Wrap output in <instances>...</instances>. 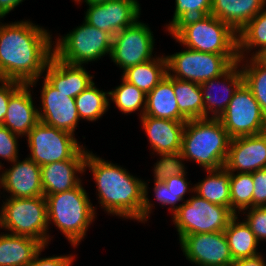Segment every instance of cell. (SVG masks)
<instances>
[{
  "instance_id": "4fadbf2b",
  "label": "cell",
  "mask_w": 266,
  "mask_h": 266,
  "mask_svg": "<svg viewBox=\"0 0 266 266\" xmlns=\"http://www.w3.org/2000/svg\"><path fill=\"white\" fill-rule=\"evenodd\" d=\"M181 250L196 266H232L233 257L224 231L183 236Z\"/></svg>"
},
{
  "instance_id": "7bdbcfd3",
  "label": "cell",
  "mask_w": 266,
  "mask_h": 266,
  "mask_svg": "<svg viewBox=\"0 0 266 266\" xmlns=\"http://www.w3.org/2000/svg\"><path fill=\"white\" fill-rule=\"evenodd\" d=\"M232 266H266V262L262 254H259L254 257L235 260Z\"/></svg>"
},
{
  "instance_id": "bcb514c9",
  "label": "cell",
  "mask_w": 266,
  "mask_h": 266,
  "mask_svg": "<svg viewBox=\"0 0 266 266\" xmlns=\"http://www.w3.org/2000/svg\"><path fill=\"white\" fill-rule=\"evenodd\" d=\"M258 57L266 63V49Z\"/></svg>"
},
{
  "instance_id": "7402d4cb",
  "label": "cell",
  "mask_w": 266,
  "mask_h": 266,
  "mask_svg": "<svg viewBox=\"0 0 266 266\" xmlns=\"http://www.w3.org/2000/svg\"><path fill=\"white\" fill-rule=\"evenodd\" d=\"M33 103L29 84H23L9 99L3 126L25 137L39 122L38 108Z\"/></svg>"
},
{
  "instance_id": "ee69618b",
  "label": "cell",
  "mask_w": 266,
  "mask_h": 266,
  "mask_svg": "<svg viewBox=\"0 0 266 266\" xmlns=\"http://www.w3.org/2000/svg\"><path fill=\"white\" fill-rule=\"evenodd\" d=\"M24 0H0V19L9 14Z\"/></svg>"
},
{
  "instance_id": "44dd1931",
  "label": "cell",
  "mask_w": 266,
  "mask_h": 266,
  "mask_svg": "<svg viewBox=\"0 0 266 266\" xmlns=\"http://www.w3.org/2000/svg\"><path fill=\"white\" fill-rule=\"evenodd\" d=\"M140 119L154 153L158 155L181 152L186 121L154 118L147 115H143Z\"/></svg>"
},
{
  "instance_id": "277c9868",
  "label": "cell",
  "mask_w": 266,
  "mask_h": 266,
  "mask_svg": "<svg viewBox=\"0 0 266 266\" xmlns=\"http://www.w3.org/2000/svg\"><path fill=\"white\" fill-rule=\"evenodd\" d=\"M48 228L51 223L64 234L71 246L77 247L96 218V208L90 202L82 183L73 189L45 195Z\"/></svg>"
},
{
  "instance_id": "8d00e7d4",
  "label": "cell",
  "mask_w": 266,
  "mask_h": 266,
  "mask_svg": "<svg viewBox=\"0 0 266 266\" xmlns=\"http://www.w3.org/2000/svg\"><path fill=\"white\" fill-rule=\"evenodd\" d=\"M159 156L160 160L155 163L153 169L154 182H163L170 177L187 173L181 152L161 153Z\"/></svg>"
},
{
  "instance_id": "b9f144b4",
  "label": "cell",
  "mask_w": 266,
  "mask_h": 266,
  "mask_svg": "<svg viewBox=\"0 0 266 266\" xmlns=\"http://www.w3.org/2000/svg\"><path fill=\"white\" fill-rule=\"evenodd\" d=\"M47 246H43L34 256L33 260L26 264L25 266H72V263L74 262V255H60L52 257H45V258H39L41 255V252L46 248Z\"/></svg>"
},
{
  "instance_id": "3957f363",
  "label": "cell",
  "mask_w": 266,
  "mask_h": 266,
  "mask_svg": "<svg viewBox=\"0 0 266 266\" xmlns=\"http://www.w3.org/2000/svg\"><path fill=\"white\" fill-rule=\"evenodd\" d=\"M231 138L218 118L187 120L181 154L184 160L194 161L206 170L225 166Z\"/></svg>"
},
{
  "instance_id": "4316f807",
  "label": "cell",
  "mask_w": 266,
  "mask_h": 266,
  "mask_svg": "<svg viewBox=\"0 0 266 266\" xmlns=\"http://www.w3.org/2000/svg\"><path fill=\"white\" fill-rule=\"evenodd\" d=\"M147 62L129 67L123 71L122 77L148 94L167 74L166 56H154Z\"/></svg>"
},
{
  "instance_id": "4dcf8cb0",
  "label": "cell",
  "mask_w": 266,
  "mask_h": 266,
  "mask_svg": "<svg viewBox=\"0 0 266 266\" xmlns=\"http://www.w3.org/2000/svg\"><path fill=\"white\" fill-rule=\"evenodd\" d=\"M173 89L179 112L187 120L204 118L200 84L173 78Z\"/></svg>"
},
{
  "instance_id": "7c38bea8",
  "label": "cell",
  "mask_w": 266,
  "mask_h": 266,
  "mask_svg": "<svg viewBox=\"0 0 266 266\" xmlns=\"http://www.w3.org/2000/svg\"><path fill=\"white\" fill-rule=\"evenodd\" d=\"M154 35L139 19L113 36L110 58L123 71L153 57Z\"/></svg>"
},
{
  "instance_id": "52a82bcc",
  "label": "cell",
  "mask_w": 266,
  "mask_h": 266,
  "mask_svg": "<svg viewBox=\"0 0 266 266\" xmlns=\"http://www.w3.org/2000/svg\"><path fill=\"white\" fill-rule=\"evenodd\" d=\"M185 49L166 56L167 73L175 79L197 84L222 76L239 60L238 55H220Z\"/></svg>"
},
{
  "instance_id": "f6af8a7d",
  "label": "cell",
  "mask_w": 266,
  "mask_h": 266,
  "mask_svg": "<svg viewBox=\"0 0 266 266\" xmlns=\"http://www.w3.org/2000/svg\"><path fill=\"white\" fill-rule=\"evenodd\" d=\"M109 0H76L75 2L80 3V2H85L86 4H96V3H103Z\"/></svg>"
},
{
  "instance_id": "30bf717a",
  "label": "cell",
  "mask_w": 266,
  "mask_h": 266,
  "mask_svg": "<svg viewBox=\"0 0 266 266\" xmlns=\"http://www.w3.org/2000/svg\"><path fill=\"white\" fill-rule=\"evenodd\" d=\"M218 119L231 139L266 131V116L244 82L238 87L226 110Z\"/></svg>"
},
{
  "instance_id": "ab89813d",
  "label": "cell",
  "mask_w": 266,
  "mask_h": 266,
  "mask_svg": "<svg viewBox=\"0 0 266 266\" xmlns=\"http://www.w3.org/2000/svg\"><path fill=\"white\" fill-rule=\"evenodd\" d=\"M253 207H266V168L252 172Z\"/></svg>"
},
{
  "instance_id": "836d02e7",
  "label": "cell",
  "mask_w": 266,
  "mask_h": 266,
  "mask_svg": "<svg viewBox=\"0 0 266 266\" xmlns=\"http://www.w3.org/2000/svg\"><path fill=\"white\" fill-rule=\"evenodd\" d=\"M74 99L80 119L91 122L101 118L110 107L109 92L98 89L95 83Z\"/></svg>"
},
{
  "instance_id": "cb8c5ba5",
  "label": "cell",
  "mask_w": 266,
  "mask_h": 266,
  "mask_svg": "<svg viewBox=\"0 0 266 266\" xmlns=\"http://www.w3.org/2000/svg\"><path fill=\"white\" fill-rule=\"evenodd\" d=\"M144 115L174 121H187L179 112L173 89V77L169 76L168 73L154 89L146 94Z\"/></svg>"
},
{
  "instance_id": "1f68e13d",
  "label": "cell",
  "mask_w": 266,
  "mask_h": 266,
  "mask_svg": "<svg viewBox=\"0 0 266 266\" xmlns=\"http://www.w3.org/2000/svg\"><path fill=\"white\" fill-rule=\"evenodd\" d=\"M238 63L241 67L244 84L250 89L266 116V63L258 56L239 59Z\"/></svg>"
},
{
  "instance_id": "d6a6232c",
  "label": "cell",
  "mask_w": 266,
  "mask_h": 266,
  "mask_svg": "<svg viewBox=\"0 0 266 266\" xmlns=\"http://www.w3.org/2000/svg\"><path fill=\"white\" fill-rule=\"evenodd\" d=\"M186 174L170 177L163 182H154L153 191L157 203L161 204L162 207L170 205L168 210H171L172 215L182 205L178 204V202L186 201L184 200L185 193L194 192V187H189L190 182H187Z\"/></svg>"
},
{
  "instance_id": "ac0fdd59",
  "label": "cell",
  "mask_w": 266,
  "mask_h": 266,
  "mask_svg": "<svg viewBox=\"0 0 266 266\" xmlns=\"http://www.w3.org/2000/svg\"><path fill=\"white\" fill-rule=\"evenodd\" d=\"M11 162L12 167L1 173L2 187L12 198L44 196L41 184V167L29 157Z\"/></svg>"
},
{
  "instance_id": "603a6c76",
  "label": "cell",
  "mask_w": 266,
  "mask_h": 266,
  "mask_svg": "<svg viewBox=\"0 0 266 266\" xmlns=\"http://www.w3.org/2000/svg\"><path fill=\"white\" fill-rule=\"evenodd\" d=\"M266 6V0H212L210 14L238 33Z\"/></svg>"
},
{
  "instance_id": "5b68a950",
  "label": "cell",
  "mask_w": 266,
  "mask_h": 266,
  "mask_svg": "<svg viewBox=\"0 0 266 266\" xmlns=\"http://www.w3.org/2000/svg\"><path fill=\"white\" fill-rule=\"evenodd\" d=\"M0 229L9 231V234L34 238L43 246H48L51 236L48 233L46 197L5 199L0 209Z\"/></svg>"
},
{
  "instance_id": "6da1fadb",
  "label": "cell",
  "mask_w": 266,
  "mask_h": 266,
  "mask_svg": "<svg viewBox=\"0 0 266 266\" xmlns=\"http://www.w3.org/2000/svg\"><path fill=\"white\" fill-rule=\"evenodd\" d=\"M51 36L30 20L0 22V79L36 86L53 55Z\"/></svg>"
},
{
  "instance_id": "f546056e",
  "label": "cell",
  "mask_w": 266,
  "mask_h": 266,
  "mask_svg": "<svg viewBox=\"0 0 266 266\" xmlns=\"http://www.w3.org/2000/svg\"><path fill=\"white\" fill-rule=\"evenodd\" d=\"M211 4L212 0H175L174 15L166 31L174 38L184 27L210 15Z\"/></svg>"
},
{
  "instance_id": "74e56055",
  "label": "cell",
  "mask_w": 266,
  "mask_h": 266,
  "mask_svg": "<svg viewBox=\"0 0 266 266\" xmlns=\"http://www.w3.org/2000/svg\"><path fill=\"white\" fill-rule=\"evenodd\" d=\"M20 136L11 132L7 127L0 125V158L13 162L18 156V138ZM0 162V168L3 167Z\"/></svg>"
},
{
  "instance_id": "e575fe53",
  "label": "cell",
  "mask_w": 266,
  "mask_h": 266,
  "mask_svg": "<svg viewBox=\"0 0 266 266\" xmlns=\"http://www.w3.org/2000/svg\"><path fill=\"white\" fill-rule=\"evenodd\" d=\"M122 83L115 89L108 91L109 100H112L122 114H131L140 111V118L145 113L146 94L122 77Z\"/></svg>"
},
{
  "instance_id": "484cf974",
  "label": "cell",
  "mask_w": 266,
  "mask_h": 266,
  "mask_svg": "<svg viewBox=\"0 0 266 266\" xmlns=\"http://www.w3.org/2000/svg\"><path fill=\"white\" fill-rule=\"evenodd\" d=\"M206 178L195 184L194 194L210 203L228 207L231 210L230 172L225 168L206 170Z\"/></svg>"
},
{
  "instance_id": "d590c367",
  "label": "cell",
  "mask_w": 266,
  "mask_h": 266,
  "mask_svg": "<svg viewBox=\"0 0 266 266\" xmlns=\"http://www.w3.org/2000/svg\"><path fill=\"white\" fill-rule=\"evenodd\" d=\"M253 191L252 173H230L231 211L235 215L253 207Z\"/></svg>"
},
{
  "instance_id": "8992f818",
  "label": "cell",
  "mask_w": 266,
  "mask_h": 266,
  "mask_svg": "<svg viewBox=\"0 0 266 266\" xmlns=\"http://www.w3.org/2000/svg\"><path fill=\"white\" fill-rule=\"evenodd\" d=\"M55 40L53 55L56 58L67 64L83 66L107 54L110 56L113 36L83 21L81 26Z\"/></svg>"
},
{
  "instance_id": "9a60e30c",
  "label": "cell",
  "mask_w": 266,
  "mask_h": 266,
  "mask_svg": "<svg viewBox=\"0 0 266 266\" xmlns=\"http://www.w3.org/2000/svg\"><path fill=\"white\" fill-rule=\"evenodd\" d=\"M43 79L40 94L42 107L38 108L39 121L75 135L74 131L80 121L75 99L56 90L45 78Z\"/></svg>"
},
{
  "instance_id": "5bb4252c",
  "label": "cell",
  "mask_w": 266,
  "mask_h": 266,
  "mask_svg": "<svg viewBox=\"0 0 266 266\" xmlns=\"http://www.w3.org/2000/svg\"><path fill=\"white\" fill-rule=\"evenodd\" d=\"M86 5L84 21L112 36L134 24L141 14L138 0H109Z\"/></svg>"
},
{
  "instance_id": "7dc6e473",
  "label": "cell",
  "mask_w": 266,
  "mask_h": 266,
  "mask_svg": "<svg viewBox=\"0 0 266 266\" xmlns=\"http://www.w3.org/2000/svg\"><path fill=\"white\" fill-rule=\"evenodd\" d=\"M1 169H3V168H0V170ZM1 185H2V182H1V175H0V187H2Z\"/></svg>"
},
{
  "instance_id": "ba28073f",
  "label": "cell",
  "mask_w": 266,
  "mask_h": 266,
  "mask_svg": "<svg viewBox=\"0 0 266 266\" xmlns=\"http://www.w3.org/2000/svg\"><path fill=\"white\" fill-rule=\"evenodd\" d=\"M234 216L228 207L210 203L196 194L182 203L172 219L180 240L190 234L222 232Z\"/></svg>"
},
{
  "instance_id": "ffe728a7",
  "label": "cell",
  "mask_w": 266,
  "mask_h": 266,
  "mask_svg": "<svg viewBox=\"0 0 266 266\" xmlns=\"http://www.w3.org/2000/svg\"><path fill=\"white\" fill-rule=\"evenodd\" d=\"M44 78L58 91L75 98L94 83L92 75L81 65L60 61L54 55L45 66Z\"/></svg>"
},
{
  "instance_id": "e0dca14e",
  "label": "cell",
  "mask_w": 266,
  "mask_h": 266,
  "mask_svg": "<svg viewBox=\"0 0 266 266\" xmlns=\"http://www.w3.org/2000/svg\"><path fill=\"white\" fill-rule=\"evenodd\" d=\"M87 148L82 147L71 159L41 167L43 194L51 195L78 187L82 180L77 174L85 172Z\"/></svg>"
},
{
  "instance_id": "60d3db41",
  "label": "cell",
  "mask_w": 266,
  "mask_h": 266,
  "mask_svg": "<svg viewBox=\"0 0 266 266\" xmlns=\"http://www.w3.org/2000/svg\"><path fill=\"white\" fill-rule=\"evenodd\" d=\"M23 85L14 80L0 79V125L3 124L7 113L8 101L10 97Z\"/></svg>"
},
{
  "instance_id": "d6986e66",
  "label": "cell",
  "mask_w": 266,
  "mask_h": 266,
  "mask_svg": "<svg viewBox=\"0 0 266 266\" xmlns=\"http://www.w3.org/2000/svg\"><path fill=\"white\" fill-rule=\"evenodd\" d=\"M239 67L240 64L237 62L222 76L207 80L200 84L204 105V118H210V116H212V118H219L226 110L234 93L243 83V74ZM217 87H219L221 91L223 90L221 94H218L219 91L214 93ZM210 113L212 114L209 115Z\"/></svg>"
},
{
  "instance_id": "f35d334b",
  "label": "cell",
  "mask_w": 266,
  "mask_h": 266,
  "mask_svg": "<svg viewBox=\"0 0 266 266\" xmlns=\"http://www.w3.org/2000/svg\"><path fill=\"white\" fill-rule=\"evenodd\" d=\"M244 211L243 215L248 211L244 221L254 233L257 241H266V207H251Z\"/></svg>"
},
{
  "instance_id": "d4e9b609",
  "label": "cell",
  "mask_w": 266,
  "mask_h": 266,
  "mask_svg": "<svg viewBox=\"0 0 266 266\" xmlns=\"http://www.w3.org/2000/svg\"><path fill=\"white\" fill-rule=\"evenodd\" d=\"M42 247L34 238L1 232L0 266H25Z\"/></svg>"
},
{
  "instance_id": "2e32d148",
  "label": "cell",
  "mask_w": 266,
  "mask_h": 266,
  "mask_svg": "<svg viewBox=\"0 0 266 266\" xmlns=\"http://www.w3.org/2000/svg\"><path fill=\"white\" fill-rule=\"evenodd\" d=\"M230 173H252L266 168V131L232 138L224 166Z\"/></svg>"
},
{
  "instance_id": "8fae6325",
  "label": "cell",
  "mask_w": 266,
  "mask_h": 266,
  "mask_svg": "<svg viewBox=\"0 0 266 266\" xmlns=\"http://www.w3.org/2000/svg\"><path fill=\"white\" fill-rule=\"evenodd\" d=\"M74 136L39 121L26 136L29 158L40 166L69 160L83 147Z\"/></svg>"
},
{
  "instance_id": "83f0119b",
  "label": "cell",
  "mask_w": 266,
  "mask_h": 266,
  "mask_svg": "<svg viewBox=\"0 0 266 266\" xmlns=\"http://www.w3.org/2000/svg\"><path fill=\"white\" fill-rule=\"evenodd\" d=\"M224 233L233 261L260 254L257 252L259 242L244 219L242 222L238 219V214L229 221Z\"/></svg>"
},
{
  "instance_id": "7a4b0ae2",
  "label": "cell",
  "mask_w": 266,
  "mask_h": 266,
  "mask_svg": "<svg viewBox=\"0 0 266 266\" xmlns=\"http://www.w3.org/2000/svg\"><path fill=\"white\" fill-rule=\"evenodd\" d=\"M91 171L96 183L98 202L111 215L147 222L153 204L148 198V184L125 168L106 161L88 151L85 171Z\"/></svg>"
},
{
  "instance_id": "f1b7e54d",
  "label": "cell",
  "mask_w": 266,
  "mask_h": 266,
  "mask_svg": "<svg viewBox=\"0 0 266 266\" xmlns=\"http://www.w3.org/2000/svg\"><path fill=\"white\" fill-rule=\"evenodd\" d=\"M237 35L239 59L246 58L253 48L259 49L250 56H259L266 49V6Z\"/></svg>"
},
{
  "instance_id": "9c48e42d",
  "label": "cell",
  "mask_w": 266,
  "mask_h": 266,
  "mask_svg": "<svg viewBox=\"0 0 266 266\" xmlns=\"http://www.w3.org/2000/svg\"><path fill=\"white\" fill-rule=\"evenodd\" d=\"M174 39L188 49L220 55H238L237 33L211 14L200 22L184 27Z\"/></svg>"
}]
</instances>
